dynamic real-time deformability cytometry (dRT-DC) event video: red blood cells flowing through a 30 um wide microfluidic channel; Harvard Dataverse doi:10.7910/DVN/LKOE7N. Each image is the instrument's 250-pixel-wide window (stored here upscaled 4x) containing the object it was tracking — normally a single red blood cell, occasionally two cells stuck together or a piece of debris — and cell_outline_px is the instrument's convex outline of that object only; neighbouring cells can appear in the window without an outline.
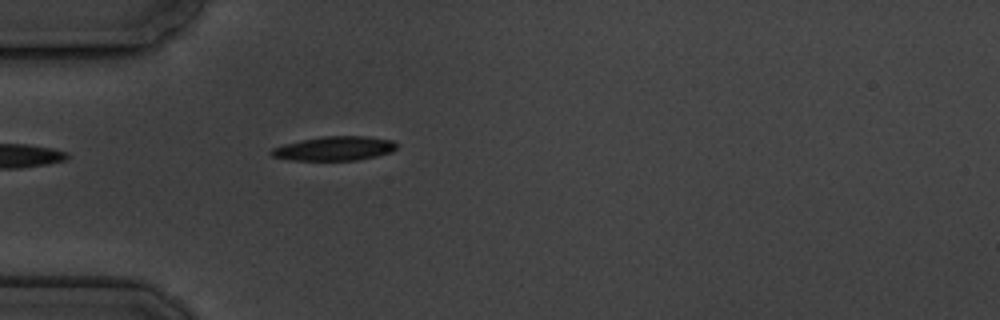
{"species": "common noctule bat (a hibernating species)", "species_latin": "Nyctalus noctula", "temperature_condition": "cold", "stored_images_in_passage": 6, "camera_frame_rate_fps": 3000, "um_per_image_px": 0.085, "animal": {"sex": "male", "body_mass_g": 19.5, "forearm_length_mm": 54.6}, "frame": {"image": 1, "passage_image": 6, "time_ms": 5.667, "image_size_px": [1000, 320], "cell_outline_px": [[396, 148], [392, 152], [376, 156], [356, 160], [288, 160], [272, 156], [268, 152], [272, 148], [284, 144], [324, 136], [364, 136], [392, 140], [396, 144]], "centroid_in_image_um": [28.41, 12.63], "position_along_channel_um": 56.6, "area_um2": 17.51}}